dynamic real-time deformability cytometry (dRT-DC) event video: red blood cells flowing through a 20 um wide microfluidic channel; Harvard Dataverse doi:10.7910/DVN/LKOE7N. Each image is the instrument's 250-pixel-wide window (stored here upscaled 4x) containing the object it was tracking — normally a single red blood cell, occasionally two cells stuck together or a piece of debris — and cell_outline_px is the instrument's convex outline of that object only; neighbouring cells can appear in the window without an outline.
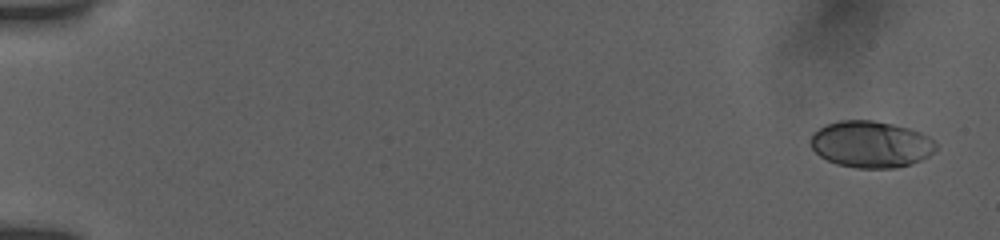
{"species": "human", "species_latin": "Homo sapiens", "temperature_condition": "room temperature", "stored_images_in_passage": 13, "camera_frame_rate_fps": 3000, "um_per_image_px": 0.085, "donor": {"sex": "female"}, "frame": {"image": 1, "passage_image": 1, "time_ms": 0.0, "image_size_px": [1000, 240], "cell_outline_px": [[936, 152], [920, 160], [896, 168], [856, 168], [836, 164], [820, 156], [812, 148], [812, 132], [824, 124], [840, 120], [872, 120], [892, 124], [908, 128], [920, 132], [928, 136], [936, 144]], "centroid_in_image_um": [74.01, 12.26], "position_along_channel_um": 11.0, "area_um2": 34.04}}
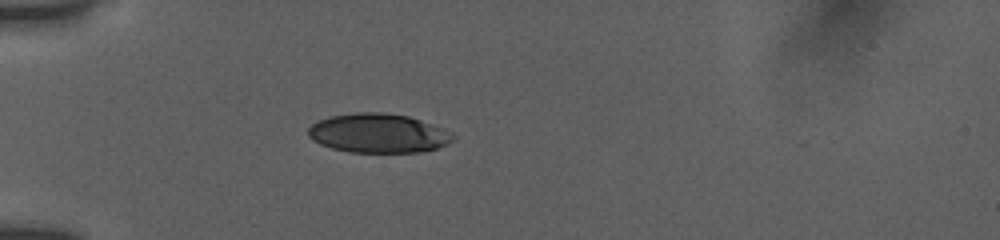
{"frame": {"image": 2, "passage_image": 8, "time_ms": 5.0, "image_size_px": [1000, 240], "cell_outline_px": [[456, 136], [448, 144], [436, 148], [420, 152], [348, 152], [332, 148], [320, 144], [312, 140], [308, 136], [308, 128], [316, 120], [328, 116], [356, 112], [384, 112], [408, 116], [444, 128], [452, 132]], "centroid_in_image_um": [32.14, 11.32], "position_along_channel_um": 52.9, "area_um2": 33.35}}
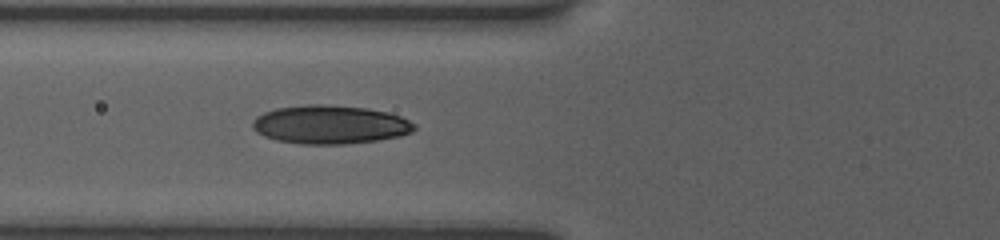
{"frame": {"image": 3, "passage_image": 13, "time_ms": 6.667, "image_size_px": [1000, 240], "cell_outline_px": [[416, 128], [412, 132], [400, 136], [376, 140], [344, 144], [300, 144], [276, 140], [264, 136], [256, 132], [252, 128], [252, 120], [256, 116], [264, 112], [276, 108], [308, 104], [324, 104], [368, 108], [388, 112], [400, 116], [416, 124]], "centroid_in_image_um": [28.04, 10.58], "position_along_channel_um": 97.8, "area_um2": 36.59}}